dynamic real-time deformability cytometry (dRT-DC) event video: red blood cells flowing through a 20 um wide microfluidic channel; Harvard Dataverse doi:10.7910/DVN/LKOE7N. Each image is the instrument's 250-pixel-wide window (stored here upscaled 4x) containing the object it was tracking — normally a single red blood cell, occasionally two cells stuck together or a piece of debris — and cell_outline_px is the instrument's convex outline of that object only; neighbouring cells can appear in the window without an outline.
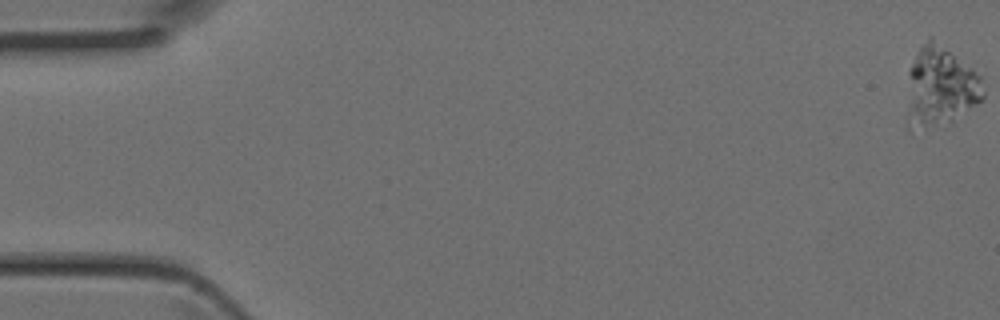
{"species": "Egyptian fruit bat (a non-hibernating species)", "species_latin": "Rousettus aegyptiacus", "temperature_condition": "room temperature", "stored_images_in_passage": 14, "camera_frame_rate_fps": 3000, "um_per_image_px": 0.085, "animal": {"sex": "female"}, "frame": {"image": 1, "passage_image": 1, "time_ms": 0.0, "image_size_px": [1000, 320], "cell_outline_px": [[984, 96], [976, 104], [952, 120], [908, 128], [908, 72], [916, 52], [928, 36], [932, 36], [972, 68], [980, 76], [984, 92]], "centroid_in_image_um": [79.91, 7.26], "position_along_channel_um": 5.1, "area_um2": 34.56}}
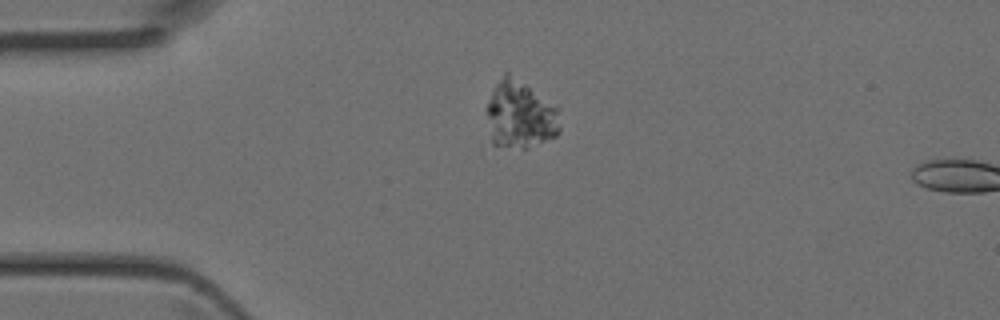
{"frame": {"image": 2, "passage_image": 12, "time_ms": 3.667, "image_size_px": [1000, 320], "cell_outline_px": [[560, 132], [556, 136], [528, 148], [520, 148], [492, 144], [488, 116], [488, 100], [496, 84], [504, 72], [508, 72], [556, 108], [560, 128]], "centroid_in_image_um": [44.2, 9.78], "position_along_channel_um": 40.8, "area_um2": 27.92}}